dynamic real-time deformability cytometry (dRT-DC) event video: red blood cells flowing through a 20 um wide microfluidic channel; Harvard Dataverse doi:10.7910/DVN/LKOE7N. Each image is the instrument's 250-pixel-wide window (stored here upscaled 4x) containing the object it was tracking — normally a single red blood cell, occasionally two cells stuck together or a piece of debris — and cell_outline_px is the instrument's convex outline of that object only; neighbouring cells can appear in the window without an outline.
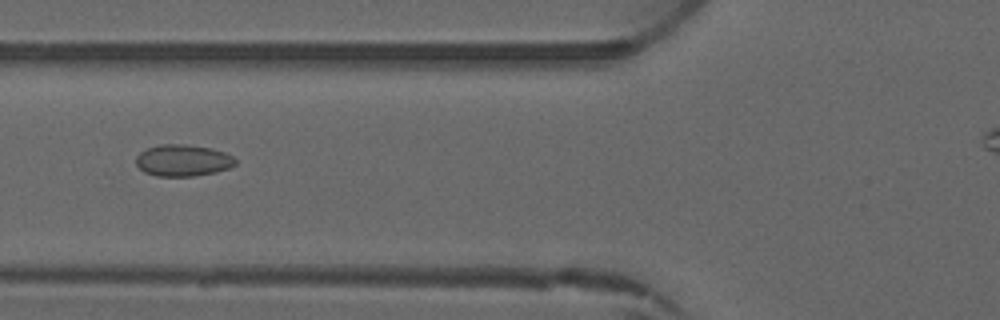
{"species": "common noctule bat (a hibernating species)", "species_latin": "Nyctalus noctula", "temperature_condition": "warm", "stored_images_in_passage": 4, "camera_frame_rate_fps": 3000, "um_per_image_px": 0.085, "animal": {"sex": "male", "forearm_length_mm": 52.5}, "frame": {"image": 1, "passage_image": 4, "time_ms": 3.333, "image_size_px": [1000, 320], "cell_outline_px": [[236, 164], [228, 168], [216, 172], [192, 176], [156, 176], [144, 172], [136, 164], [136, 156], [140, 152], [148, 148], [160, 144], [188, 144], [212, 148], [224, 152], [232, 156], [236, 160]], "centroid_in_image_um": [15.54, 13.63], "position_along_channel_um": 110.3, "area_um2": 18.38}}